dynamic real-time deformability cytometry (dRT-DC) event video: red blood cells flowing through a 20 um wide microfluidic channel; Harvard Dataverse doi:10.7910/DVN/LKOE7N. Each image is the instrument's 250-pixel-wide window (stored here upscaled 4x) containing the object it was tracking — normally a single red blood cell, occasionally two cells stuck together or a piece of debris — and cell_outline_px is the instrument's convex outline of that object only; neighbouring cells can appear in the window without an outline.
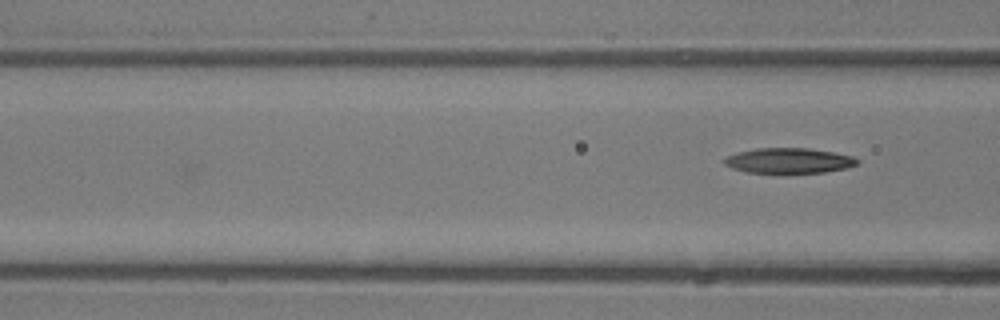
{"species": "common noctule bat (a hibernating species)", "species_latin": "Nyctalus noctula", "temperature_condition": "room temperature", "stored_images_in_passage": 8, "camera_frame_rate_fps": 3000, "um_per_image_px": 0.085, "animal": {"sex": "male", "body_mass_g": 13.3}, "frame": {"image": 1, "passage_image": 8, "time_ms": 8.0, "image_size_px": [1000, 320], "cell_outline_px": [[860, 164], [848, 168], [824, 172], [748, 172], [732, 168], [724, 164], [724, 160], [728, 156], [740, 152], [756, 148], [808, 148], [832, 152], [852, 156], [860, 160]], "centroid_in_image_um": [67.12, 13.65], "position_along_channel_um": 99.5, "area_um2": 19.31}}